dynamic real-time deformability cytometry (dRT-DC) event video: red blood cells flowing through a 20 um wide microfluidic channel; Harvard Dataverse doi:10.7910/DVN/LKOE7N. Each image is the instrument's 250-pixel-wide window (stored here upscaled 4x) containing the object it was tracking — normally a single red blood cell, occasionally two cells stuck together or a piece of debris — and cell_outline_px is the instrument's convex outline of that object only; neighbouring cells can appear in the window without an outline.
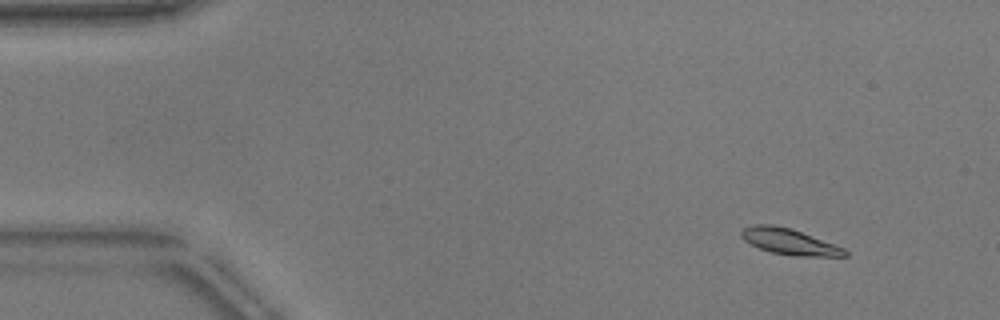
{"species": "common noctule bat (a hibernating species)", "species_latin": "Nyctalus noctula", "temperature_condition": "warm", "stored_images_in_passage": 54, "camera_frame_rate_fps": 3000, "um_per_image_px": 0.085, "animal": {"sex": "male", "body_mass_g": 17.9}, "frame": {"image": 1, "passage_image": 6, "time_ms": 1.667, "image_size_px": [1000, 320], "cell_outline_px": [[848, 256], [792, 256], [772, 252], [760, 248], [744, 240], [740, 236], [740, 232], [744, 228], [756, 224], [772, 224], [792, 228], [844, 248], [848, 252]], "centroid_in_image_um": [67.1, 20.53], "position_along_channel_um": 17.9, "area_um2": 15.61}}
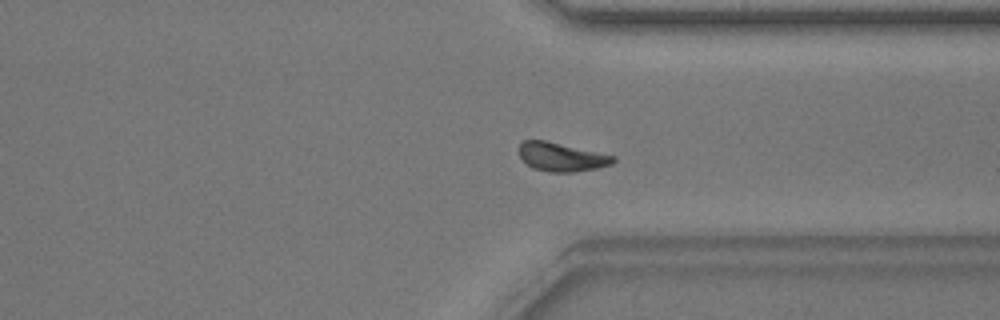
{"frame": {"image": 2, "passage_image": 41, "time_ms": 13.333, "image_size_px": [1000, 320], "cell_outline_px": [[616, 160], [612, 164], [596, 168], [572, 172], [548, 172], [532, 168], [520, 156], [520, 144], [524, 140], [544, 140], [616, 156]], "centroid_in_image_um": [47.74, 13.35], "position_along_channel_um": 363.7, "area_um2": 15.55}}
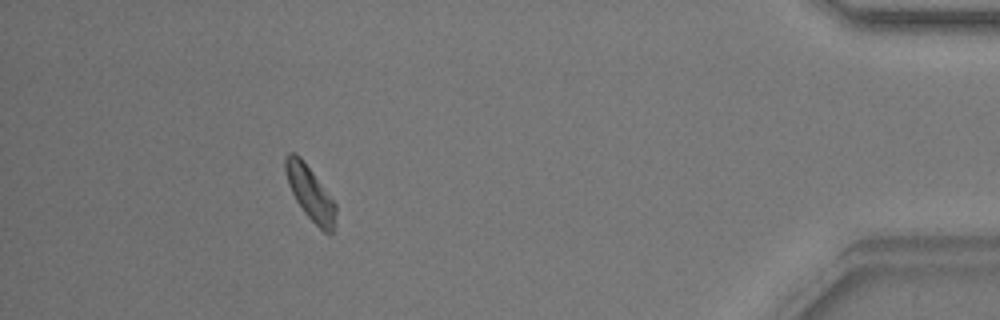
{"frame": {"image": 3, "passage_image": 49, "time_ms": 16.0, "image_size_px": [1000, 320], "cell_outline_px": [[336, 212], [332, 232], [324, 232], [304, 212], [296, 200], [288, 184], [284, 168], [284, 160], [288, 152], [296, 152], [300, 156], [336, 204]], "centroid_in_image_um": [26.33, 16.36], "position_along_channel_um": 408.9, "area_um2": 15.43}, "authors_computed_cell_mechanics": {"area_um2": 15.7794, "velocity_mm_per_s": 3.7859, "shape_relaxation_time_tau1_ms": 4.9511, "shape_relaxation_time_tau2_ms": null, "deformation_change_tau1": 0.1237, "deformation_change_tau2": null}}